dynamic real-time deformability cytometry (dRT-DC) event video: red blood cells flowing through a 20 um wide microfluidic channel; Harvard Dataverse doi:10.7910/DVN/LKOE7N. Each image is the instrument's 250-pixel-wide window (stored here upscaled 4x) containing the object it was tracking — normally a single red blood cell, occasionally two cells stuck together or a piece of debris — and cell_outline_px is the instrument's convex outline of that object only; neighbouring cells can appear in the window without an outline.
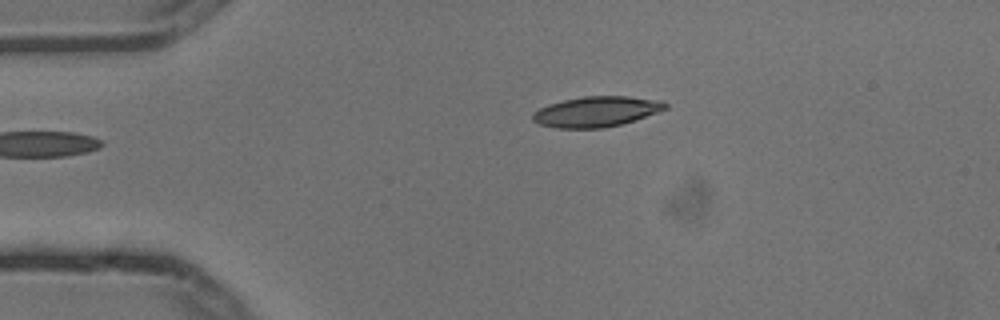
{"species": "common noctule bat (a hibernating species)", "species_latin": "Nyctalus noctula", "temperature_condition": "cold", "stored_images_in_passage": 3, "camera_frame_rate_fps": 3000, "um_per_image_px": 0.085, "animal": {"sex": "male", "body_mass_g": 13.3}, "frame": {"image": 1, "passage_image": 3, "time_ms": 0.667, "image_size_px": [1000, 320], "cell_outline_px": [[668, 108], [620, 124], [604, 128], [556, 128], [540, 124], [532, 120], [532, 112], [548, 104], [564, 100], [584, 96], [628, 96], [660, 100], [668, 104]], "centroid_in_image_um": [50.65, 9.48], "position_along_channel_um": 34.3, "area_um2": 23.29}}